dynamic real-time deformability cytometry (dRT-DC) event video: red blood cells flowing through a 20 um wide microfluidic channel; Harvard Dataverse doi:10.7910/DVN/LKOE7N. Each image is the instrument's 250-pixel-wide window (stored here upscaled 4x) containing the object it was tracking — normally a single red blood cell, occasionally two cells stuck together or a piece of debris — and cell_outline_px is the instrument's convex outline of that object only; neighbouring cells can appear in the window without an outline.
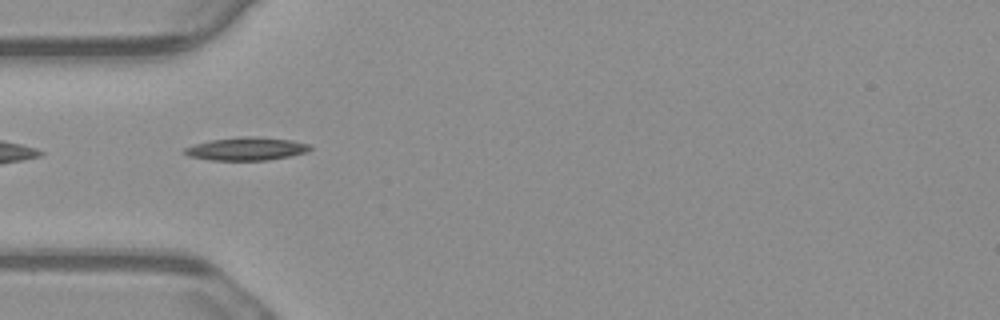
{"species": "common noctule bat (a hibernating species)", "species_latin": "Nyctalus noctula", "temperature_condition": "warm", "stored_images_in_passage": 5, "camera_frame_rate_fps": 3000, "um_per_image_px": 0.085, "animal": {"sex": "male", "body_mass_g": 23.1, "forearm_length_mm": 52.7}, "frame": {"image": 1, "passage_image": 4, "time_ms": 1.0, "image_size_px": [1000, 320], "cell_outline_px": [[312, 148], [308, 152], [268, 160], [208, 160], [188, 156], [184, 152], [184, 148], [208, 140], [240, 136], [256, 136], [292, 140], [312, 144]], "centroid_in_image_um": [20.97, 12.64], "position_along_channel_um": 64.0, "area_um2": 17.05}}
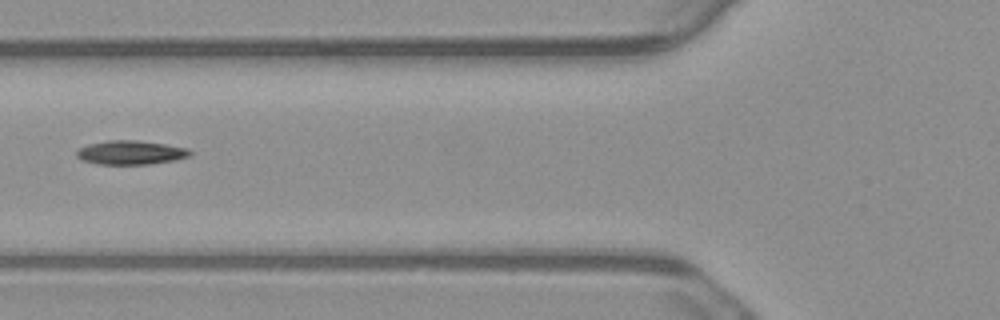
{"frame": {"image": 2, "passage_image": 5, "time_ms": 1.333, "image_size_px": [1000, 320], "cell_outline_px": [[192, 152], [188, 156], [172, 160], [148, 164], [96, 164], [80, 160], [76, 156], [76, 152], [80, 148], [88, 144], [108, 140], [136, 140], [164, 144], [188, 148]], "centroid_in_image_um": [11.05, 12.96], "position_along_channel_um": 114.7, "area_um2": 15.72}}